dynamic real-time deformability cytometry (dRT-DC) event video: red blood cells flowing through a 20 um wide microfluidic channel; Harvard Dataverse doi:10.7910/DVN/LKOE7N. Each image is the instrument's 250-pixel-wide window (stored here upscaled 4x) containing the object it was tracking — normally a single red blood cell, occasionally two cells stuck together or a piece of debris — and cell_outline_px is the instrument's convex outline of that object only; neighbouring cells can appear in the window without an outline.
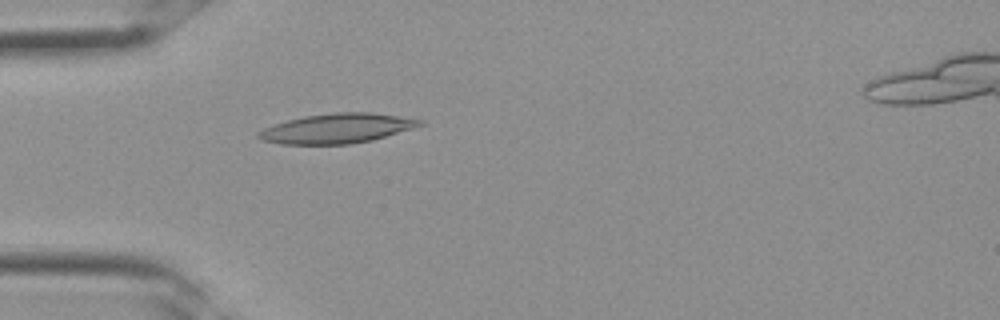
{"species": "Egyptian fruit bat (a non-hibernating species)", "species_latin": "Rousettus aegyptiacus", "temperature_condition": "room temperature", "stored_images_in_passage": 32, "camera_frame_rate_fps": 3000, "um_per_image_px": 0.085, "frame": {"image": 1, "passage_image": 8, "time_ms": 2.333, "image_size_px": [1000, 320], "cell_outline_px": [[424, 124], [412, 128], [372, 140], [348, 144], [280, 144], [260, 140], [256, 136], [256, 132], [264, 128], [288, 120], [304, 116], [336, 112], [372, 112], [424, 120]], "centroid_in_image_um": [28.61, 10.91], "position_along_channel_um": 56.4, "area_um2": 27.8}}
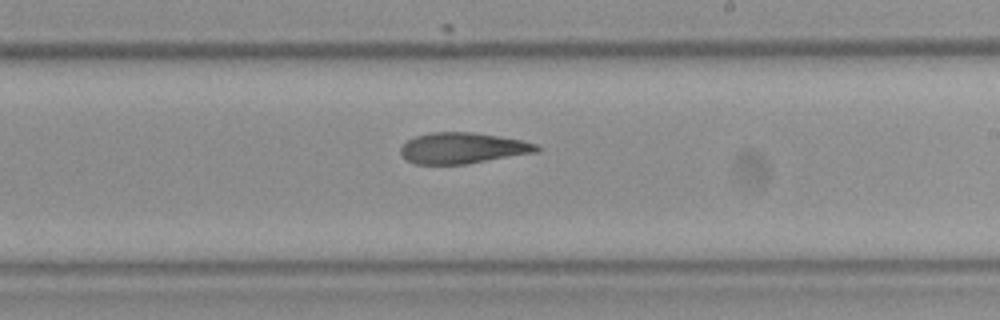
{"frame": {"image": 2, "passage_image": 18, "time_ms": 5.667, "image_size_px": [1000, 320], "cell_outline_px": [[540, 152], [468, 164], [416, 164], [408, 160], [400, 152], [400, 148], [408, 140], [416, 136], [432, 132], [472, 132], [500, 136], [540, 144]], "centroid_in_image_um": [39.4, 12.59], "position_along_channel_um": 249.6, "area_um2": 24.68}}
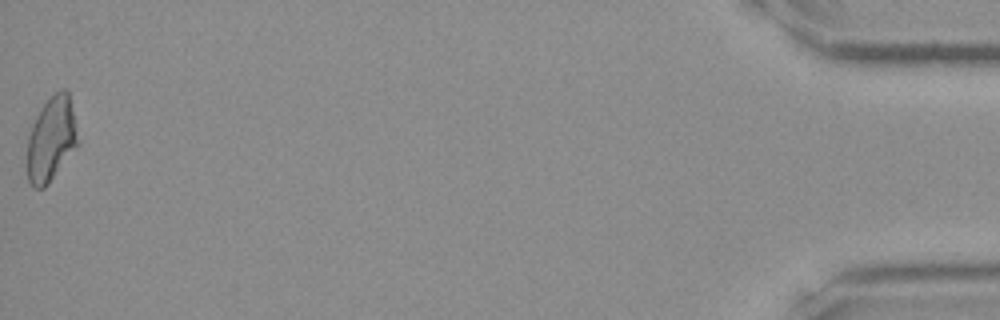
{"frame": {"image": 3, "passage_image": 32, "time_ms": 10.333, "image_size_px": [1000, 320], "cell_outline_px": [[80, 144], [48, 184], [44, 188], [32, 188], [28, 180], [28, 136], [32, 124], [40, 108], [60, 88], [64, 88], [68, 92]], "centroid_in_image_um": [4.37, 11.85], "position_along_channel_um": 430.8, "area_um2": 24.91}}